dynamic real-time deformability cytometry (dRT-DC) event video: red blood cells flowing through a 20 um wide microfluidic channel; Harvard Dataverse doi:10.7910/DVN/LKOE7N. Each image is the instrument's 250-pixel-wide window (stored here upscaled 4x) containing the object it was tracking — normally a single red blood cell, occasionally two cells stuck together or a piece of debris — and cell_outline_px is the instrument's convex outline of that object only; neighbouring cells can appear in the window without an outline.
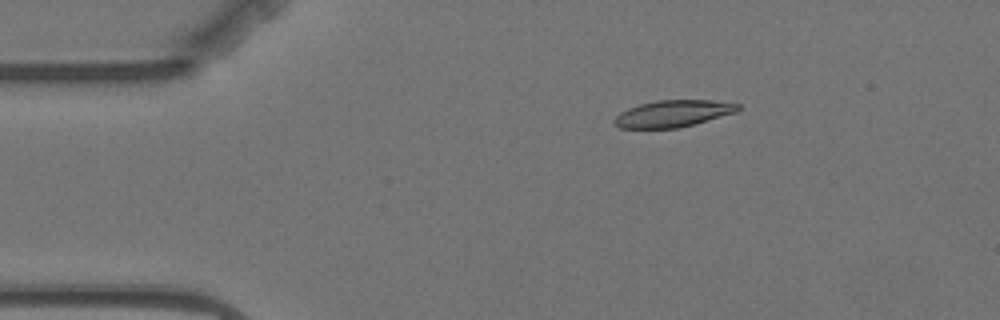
{"species": "Egyptian fruit bat (a non-hibernating species)", "species_latin": "Rousettus aegyptiacus", "temperature_condition": "warm", "stored_images_in_passage": 14, "camera_frame_rate_fps": 3000, "um_per_image_px": 0.085, "animal": {"sex": "female"}, "frame": {"image": 1, "passage_image": 2, "time_ms": 2.0, "image_size_px": [1000, 320], "cell_outline_px": [[740, 108], [736, 112], [692, 124], [676, 128], [620, 128], [612, 124], [612, 120], [620, 112], [628, 108], [640, 104], [656, 100], [712, 100], [740, 104]], "centroid_in_image_um": [57.15, 9.65], "position_along_channel_um": 27.8, "area_um2": 19.19}}
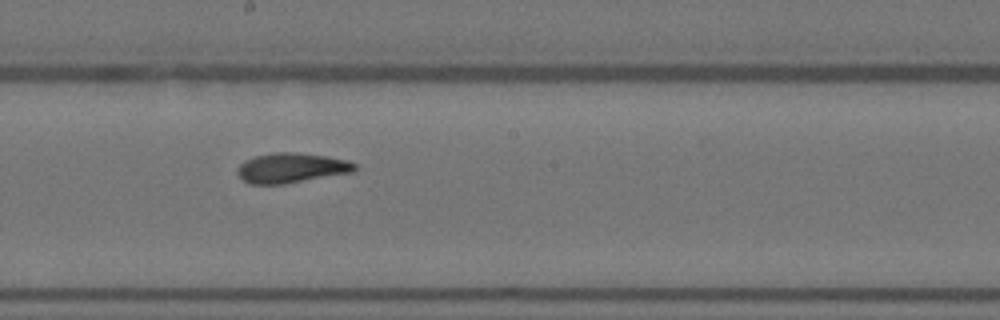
{"frame": {"image": 2, "passage_image": 8, "time_ms": 9.0, "image_size_px": [1000, 320], "cell_outline_px": [[356, 172], [284, 184], [248, 184], [236, 172], [236, 168], [244, 160], [256, 156], [272, 152], [296, 152], [324, 156], [348, 160], [356, 164]], "centroid_in_image_um": [24.77, 14.28], "position_along_channel_um": 223.4, "area_um2": 20.63}}
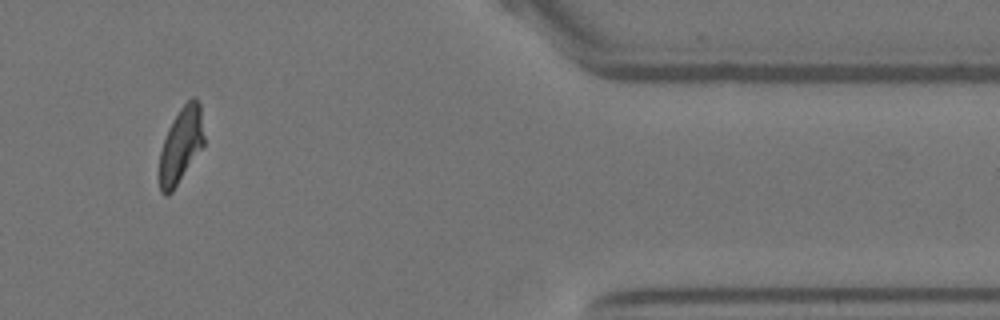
{"frame": {"image": 3, "passage_image": 12, "time_ms": 15.0, "image_size_px": [1000, 320], "cell_outline_px": [[204, 144], [172, 192], [168, 196], [164, 196], [160, 192], [160, 152], [168, 128], [172, 120], [180, 108], [192, 96], [196, 96], [200, 104], [204, 136]], "centroid_in_image_um": [15.38, 12.32], "position_along_channel_um": 396.0, "area_um2": 19.48}}